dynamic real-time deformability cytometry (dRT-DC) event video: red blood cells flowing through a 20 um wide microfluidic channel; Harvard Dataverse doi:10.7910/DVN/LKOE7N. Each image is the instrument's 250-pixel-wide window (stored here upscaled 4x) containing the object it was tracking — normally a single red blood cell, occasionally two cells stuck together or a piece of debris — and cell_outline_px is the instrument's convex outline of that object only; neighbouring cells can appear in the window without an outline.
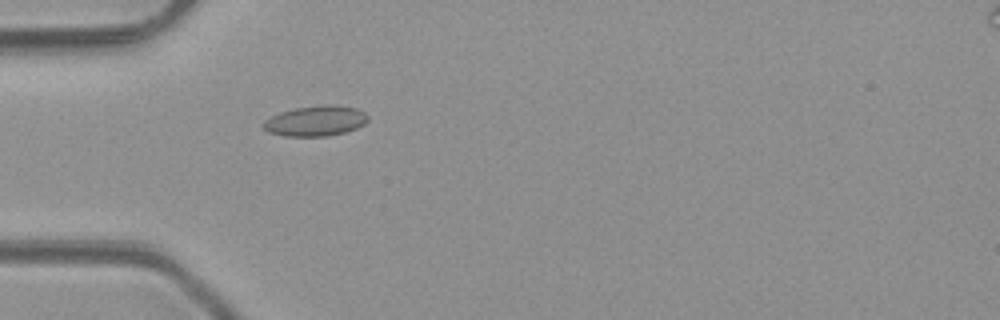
{"species": "common noctule bat (a hibernating species)", "species_latin": "Nyctalus noctula", "temperature_condition": "room temperature", "stored_images_in_passage": 1, "camera_frame_rate_fps": 3000, "um_per_image_px": 0.085, "animal": {"sex": "male", "body_mass_g": 23.1, "forearm_length_mm": 52.7}, "frame": {"image": 1, "passage_image": 1, "time_ms": 0.0, "image_size_px": [1000, 320], "cell_outline_px": [[368, 120], [364, 124], [356, 128], [344, 132], [324, 136], [284, 136], [268, 132], [260, 124], [264, 120], [280, 112], [296, 108], [324, 104], [336, 104], [356, 108], [364, 112], [368, 116]], "centroid_in_image_um": [26.81, 10.27], "position_along_channel_um": 58.2, "area_um2": 18.55}}